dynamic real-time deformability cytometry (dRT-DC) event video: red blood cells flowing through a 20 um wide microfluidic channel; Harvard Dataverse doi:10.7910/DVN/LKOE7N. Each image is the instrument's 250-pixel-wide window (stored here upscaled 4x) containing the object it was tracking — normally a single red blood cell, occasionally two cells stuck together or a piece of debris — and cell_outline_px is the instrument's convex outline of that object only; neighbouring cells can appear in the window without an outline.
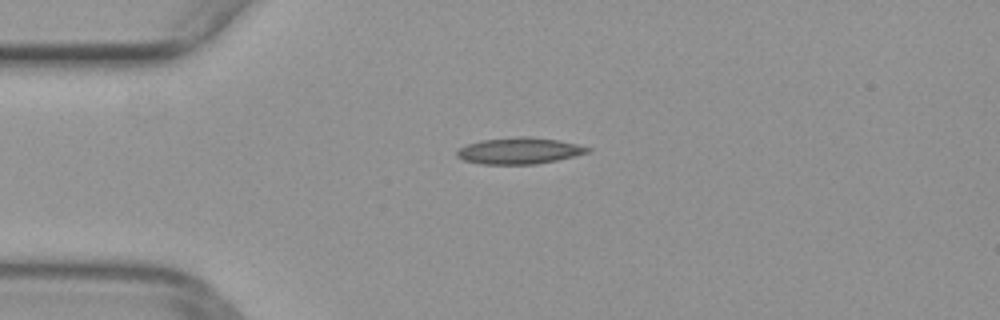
{"species": "common noctule bat (a hibernating species)", "species_latin": "Nyctalus noctula", "temperature_condition": "warm", "stored_images_in_passage": 39, "camera_frame_rate_fps": 3000, "um_per_image_px": 0.085, "animal": {"sex": "female", "body_mass_g": 29.2, "forearm_length_mm": 56.3}, "frame": {"image": 1, "passage_image": 1, "time_ms": 0.0, "image_size_px": [1000, 320], "cell_outline_px": [[592, 148], [588, 152], [556, 160], [536, 164], [480, 164], [464, 160], [456, 156], [456, 152], [460, 148], [468, 144], [484, 140], [520, 136], [528, 136], [556, 140], [576, 144]], "centroid_in_image_um": [44.11, 12.82], "position_along_channel_um": 40.9, "area_um2": 19.77}}
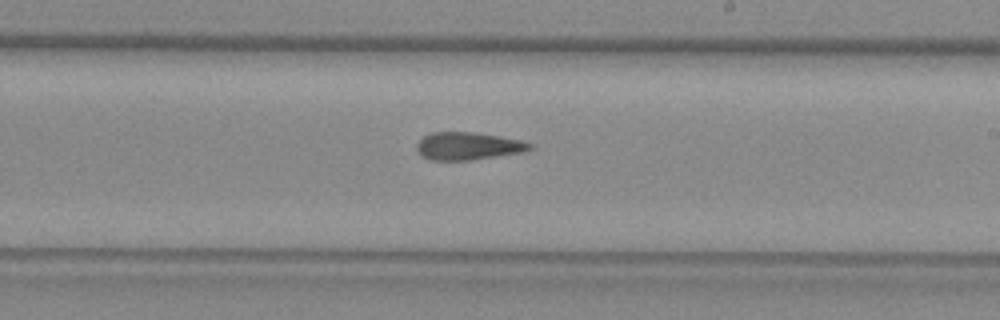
{"frame": {"image": 2, "passage_image": 18, "time_ms": 5.667, "image_size_px": [1000, 320], "cell_outline_px": [[532, 148], [524, 152], [468, 160], [432, 160], [420, 156], [416, 152], [416, 144], [424, 136], [432, 132], [476, 132], [500, 136], [520, 140], [532, 144]], "centroid_in_image_um": [39.75, 12.41], "position_along_channel_um": 249.3, "area_um2": 18.26}}
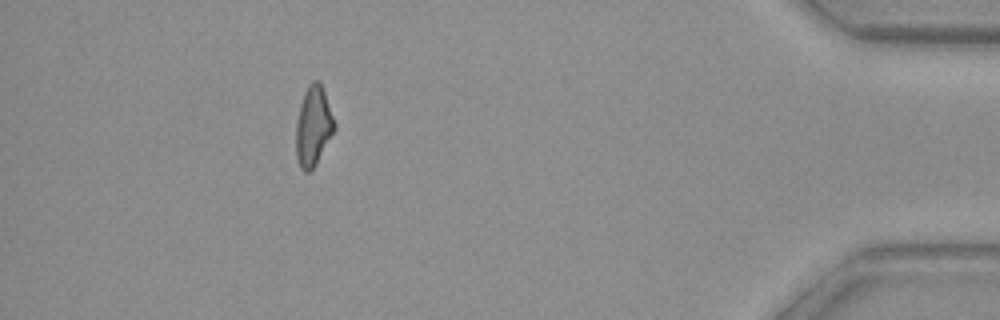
{"frame": {"image": 3, "passage_image": 34, "time_ms": 11.0, "image_size_px": [1000, 320], "cell_outline_px": [[336, 128], [316, 164], [308, 172], [304, 172], [300, 168], [296, 156], [296, 124], [300, 104], [304, 92], [308, 84], [312, 80], [320, 80], [336, 124]], "centroid_in_image_um": [26.63, 10.7], "position_along_channel_um": 408.6, "area_um2": 17.92}}